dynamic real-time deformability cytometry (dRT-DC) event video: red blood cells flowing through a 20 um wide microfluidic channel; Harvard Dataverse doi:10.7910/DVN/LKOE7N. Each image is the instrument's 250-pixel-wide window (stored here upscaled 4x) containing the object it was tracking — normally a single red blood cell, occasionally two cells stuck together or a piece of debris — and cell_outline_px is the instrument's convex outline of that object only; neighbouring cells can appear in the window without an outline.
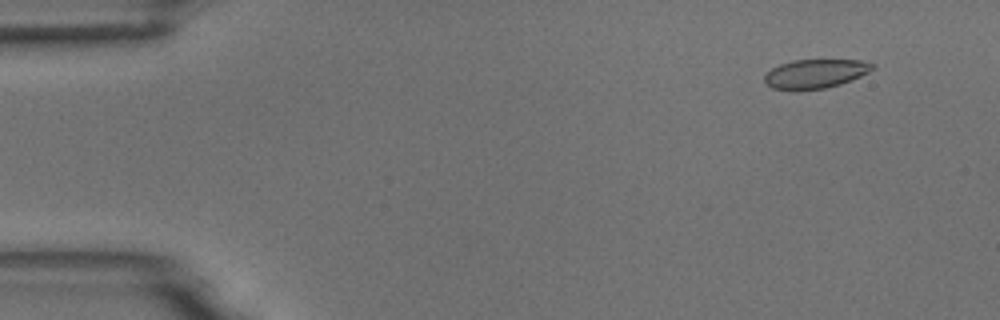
{"species": "common noctule bat (a hibernating species)", "species_latin": "Nyctalus noctula", "temperature_condition": "room temperature", "stored_images_in_passage": 24, "camera_frame_rate_fps": 3000, "um_per_image_px": 0.085, "animal": {"sex": "male", "body_mass_g": 18.8}, "frame": {"image": 1, "passage_image": 5, "time_ms": 1.333, "image_size_px": [1000, 320], "cell_outline_px": [[876, 68], [860, 76], [840, 84], [824, 88], [796, 92], [792, 92], [772, 88], [764, 84], [764, 76], [772, 68], [780, 64], [792, 60], [860, 60], [876, 64]], "centroid_in_image_um": [69.26, 6.29], "position_along_channel_um": 15.7, "area_um2": 18.67}}
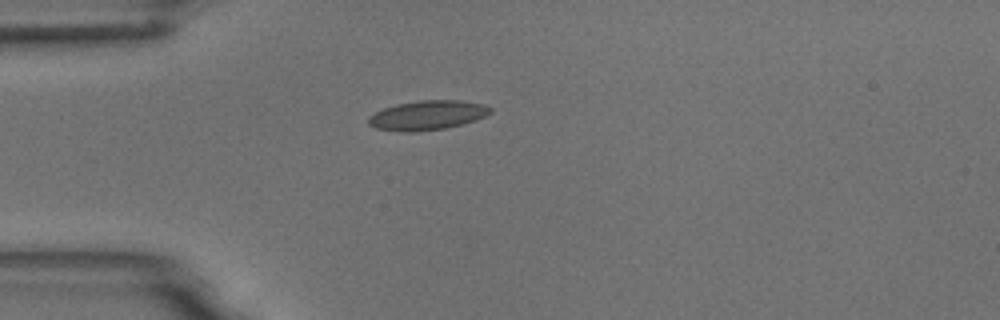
{"frame": {"image": 2, "passage_image": 15, "time_ms": 4.667, "image_size_px": [1000, 320], "cell_outline_px": [[492, 112], [476, 120], [444, 128], [416, 132], [400, 132], [376, 128], [368, 124], [368, 116], [384, 108], [396, 104], [420, 100], [456, 100], [484, 104], [492, 108]], "centroid_in_image_um": [36.31, 9.8], "position_along_channel_um": 48.7, "area_um2": 20.87}}